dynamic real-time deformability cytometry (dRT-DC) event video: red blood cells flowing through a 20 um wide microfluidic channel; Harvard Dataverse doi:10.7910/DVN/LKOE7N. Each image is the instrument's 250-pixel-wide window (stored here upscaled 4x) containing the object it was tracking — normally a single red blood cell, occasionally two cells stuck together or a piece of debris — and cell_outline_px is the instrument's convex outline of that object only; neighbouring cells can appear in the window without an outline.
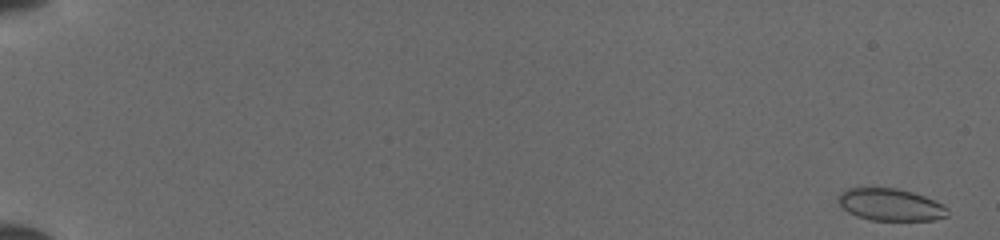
{"species": "common noctule bat (a hibernating species)", "species_latin": "Nyctalus noctula", "temperature_condition": "cold", "stored_images_in_passage": 51, "camera_frame_rate_fps": 3000, "um_per_image_px": 0.085, "animal": {"sex": "female", "body_mass_g": 19.5, "forearm_length_mm": 54.1}, "frame": {"image": 1, "passage_image": 1, "time_ms": 0.0, "image_size_px": [1000, 240], "cell_outline_px": [[948, 216], [932, 220], [868, 220], [856, 216], [848, 212], [836, 200], [836, 196], [840, 192], [848, 188], [896, 188], [912, 192], [924, 196], [944, 204], [948, 208]], "centroid_in_image_um": [75.67, 17.4], "position_along_channel_um": 9.3, "area_um2": 20.63}}
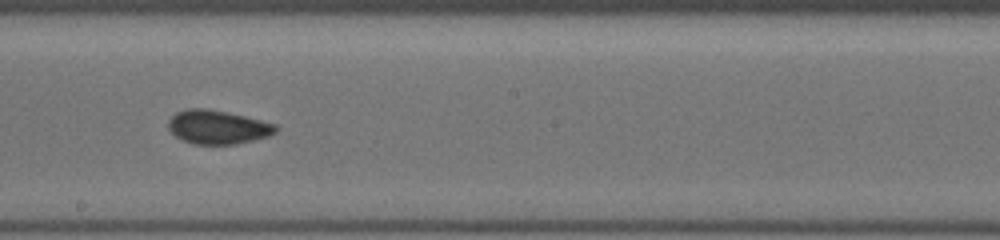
{"frame": {"image": 2, "passage_image": 31, "time_ms": 10.0, "image_size_px": [1000, 240], "cell_outline_px": [[276, 132], [268, 136], [236, 144], [192, 144], [176, 136], [168, 128], [168, 120], [176, 112], [188, 108], [204, 108], [244, 116], [276, 124]], "centroid_in_image_um": [18.47, 10.8], "position_along_channel_um": 229.7, "area_um2": 20.87}}
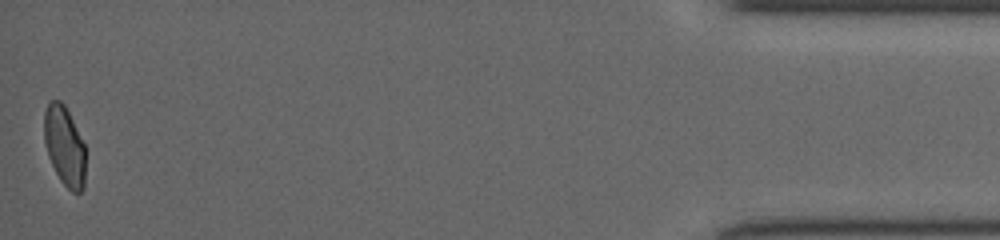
{"frame": {"image": 3, "passage_image": 51, "time_ms": 16.667, "image_size_px": [1000, 240], "cell_outline_px": [[84, 188], [80, 192], [72, 192], [60, 180], [48, 156], [44, 140], [44, 112], [48, 104], [52, 100], [60, 100], [64, 104], [84, 144]], "centroid_in_image_um": [5.47, 12.41], "position_along_channel_um": 429.7, "area_um2": 18.84}}